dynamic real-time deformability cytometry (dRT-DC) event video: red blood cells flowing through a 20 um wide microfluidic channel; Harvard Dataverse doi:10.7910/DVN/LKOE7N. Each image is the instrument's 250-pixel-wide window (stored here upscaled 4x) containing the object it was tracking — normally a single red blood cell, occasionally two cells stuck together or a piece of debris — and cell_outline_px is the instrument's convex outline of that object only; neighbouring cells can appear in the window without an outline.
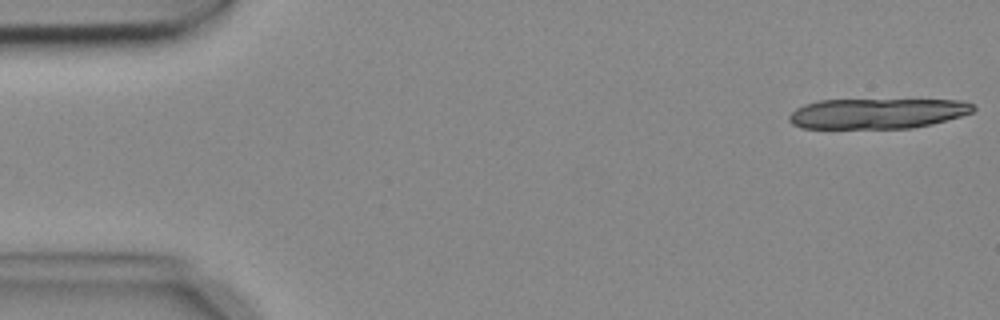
{"species": "common noctule bat (a hibernating species)", "species_latin": "Nyctalus noctula", "temperature_condition": "cold", "stored_images_in_passage": 5, "camera_frame_rate_fps": 3000, "um_per_image_px": 0.085, "animal": {"sex": "female", "body_mass_g": 18.4}, "frame": {"image": 1, "passage_image": 1, "time_ms": 0.0, "image_size_px": [1000, 320], "cell_outline_px": [[976, 108], [972, 112], [960, 116], [932, 124], [912, 128], [800, 128], [792, 124], [788, 120], [788, 116], [796, 108], [804, 104], [820, 100], [960, 100], [972, 104]], "centroid_in_image_um": [74.53, 9.64], "position_along_channel_um": 10.5, "area_um2": 32.48}}